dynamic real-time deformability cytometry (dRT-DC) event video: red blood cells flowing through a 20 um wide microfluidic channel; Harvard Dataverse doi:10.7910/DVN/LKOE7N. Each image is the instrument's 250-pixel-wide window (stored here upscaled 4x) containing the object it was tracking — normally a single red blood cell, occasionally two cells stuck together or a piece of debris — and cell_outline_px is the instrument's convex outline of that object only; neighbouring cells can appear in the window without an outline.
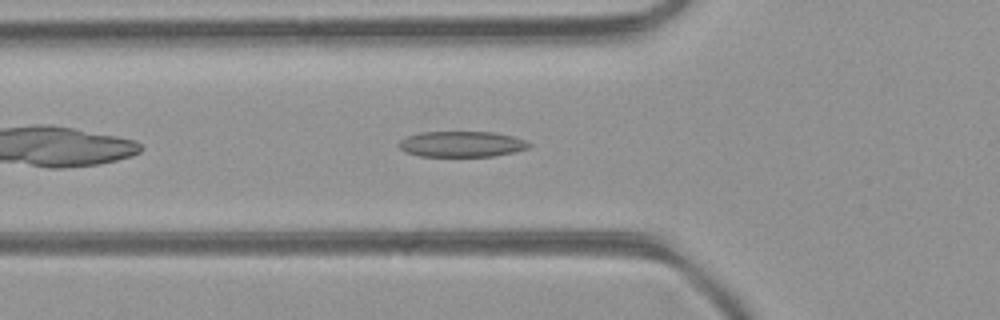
{"species": "common noctule bat (a hibernating species)", "species_latin": "Nyctalus noctula", "temperature_condition": "room temperature", "stored_images_in_passage": 37, "camera_frame_rate_fps": 3000, "um_per_image_px": 0.085, "animal": {"sex": "female", "body_mass_g": 21.9}, "frame": {"image": 1, "passage_image": 6, "time_ms": 1.667, "image_size_px": [1000, 320], "cell_outline_px": [[532, 144], [528, 148], [512, 152], [492, 156], [420, 156], [404, 152], [396, 144], [400, 140], [408, 136], [420, 132], [492, 132], [512, 136], [524, 140]], "centroid_in_image_um": [39.19, 12.25], "position_along_channel_um": 86.6, "area_um2": 19.42}}
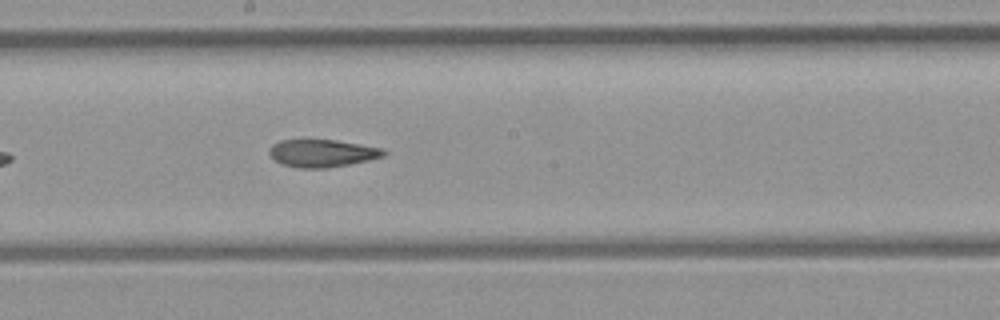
{"frame": {"image": 2, "passage_image": 15, "time_ms": 4.667, "image_size_px": [1000, 320], "cell_outline_px": [[388, 152], [384, 156], [368, 160], [328, 168], [296, 168], [284, 164], [276, 160], [268, 152], [272, 144], [280, 140], [336, 140], [384, 148]], "centroid_in_image_um": [27.42, 13.02], "position_along_channel_um": 220.8, "area_um2": 18.32}}
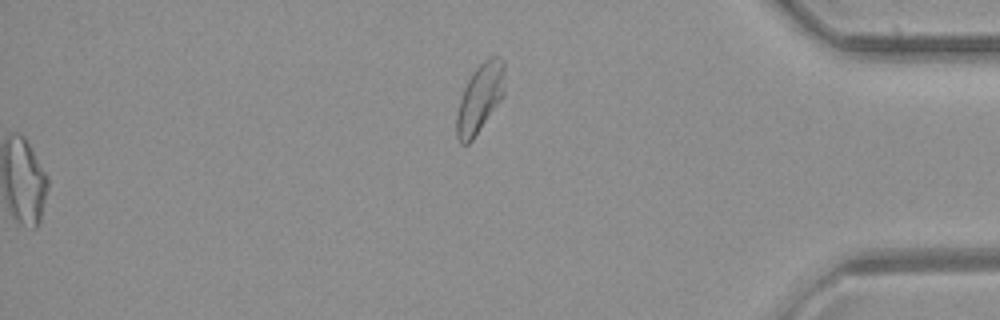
{"frame": {"image": 3, "passage_image": 37, "time_ms": 12.0, "image_size_px": [1000, 320], "cell_outline_px": [[504, 96], [472, 140], [468, 144], [460, 144], [456, 136], [456, 116], [460, 100], [464, 88], [472, 72], [488, 56], [500, 56], [504, 60]], "centroid_in_image_um": [40.8, 8.33], "position_along_channel_um": 394.4, "area_um2": 19.36}, "authors_computed_cell_mechanics": {"area_um2": 19.4208, "velocity_mm_per_s": 4.4394, "shape_relaxation_time_tau1_ms": null, "shape_relaxation_time_tau2_ms": 2.76, "deformation_change_tau1": null, "deformation_change_tau2": 0.1136}}